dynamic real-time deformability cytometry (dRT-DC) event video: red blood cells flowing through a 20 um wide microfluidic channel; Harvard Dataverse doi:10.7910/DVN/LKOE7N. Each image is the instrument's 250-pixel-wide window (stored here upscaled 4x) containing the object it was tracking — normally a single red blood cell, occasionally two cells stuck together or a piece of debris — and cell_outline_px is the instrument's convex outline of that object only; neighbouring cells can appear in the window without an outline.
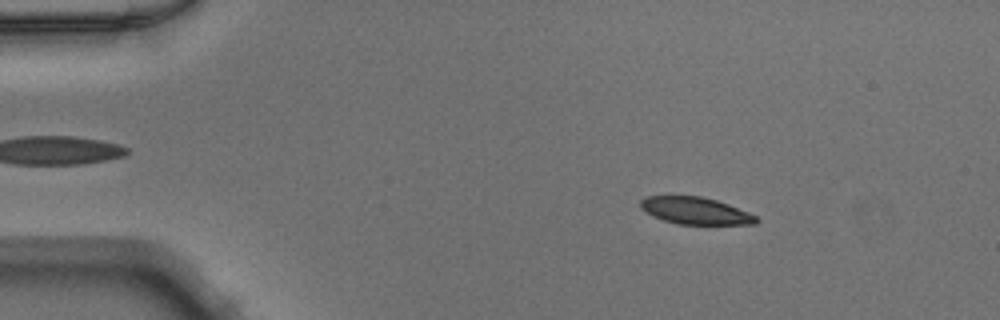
{"species": "Egyptian fruit bat (a non-hibernating species)", "species_latin": "Rousettus aegyptiacus", "temperature_condition": "warm", "stored_images_in_passage": 50, "camera_frame_rate_fps": 3000, "um_per_image_px": 0.085, "animal": {"sex": "male"}, "frame": {"image": 1, "passage_image": 8, "time_ms": 2.333, "image_size_px": [1000, 320], "cell_outline_px": [[760, 220], [756, 224], [680, 224], [664, 220], [652, 216], [640, 208], [640, 200], [644, 196], [700, 196], [716, 200], [728, 204], [748, 212], [756, 216]], "centroid_in_image_um": [59.09, 17.91], "position_along_channel_um": 25.9, "area_um2": 18.21}}
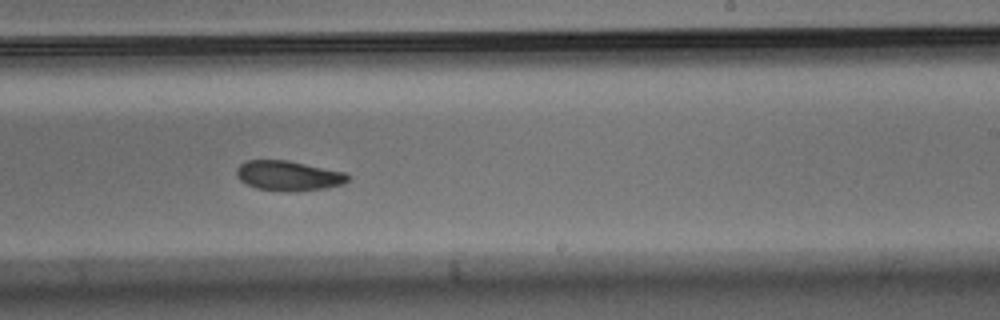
{"frame": {"image": 2, "passage_image": 31, "time_ms": 10.0, "image_size_px": [1000, 320], "cell_outline_px": [[348, 180], [344, 184], [328, 188], [288, 192], [256, 188], [240, 180], [236, 176], [236, 168], [244, 160], [288, 160], [344, 172], [348, 176]], "centroid_in_image_um": [24.49, 14.93], "position_along_channel_um": 264.5, "area_um2": 19.48}}
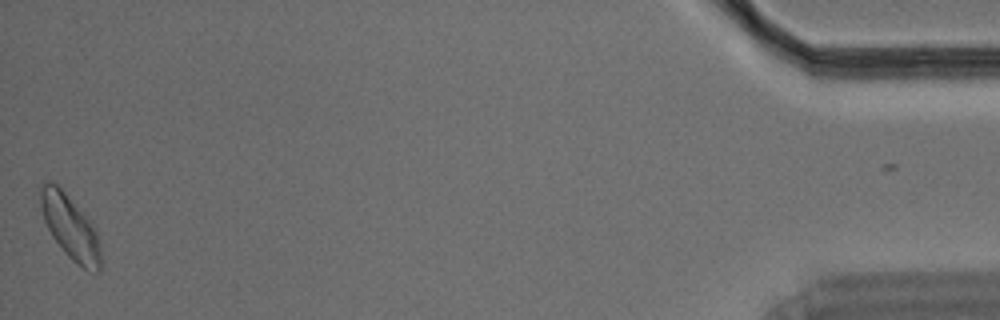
{"frame": {"image": 3, "passage_image": 50, "time_ms": 16.333, "image_size_px": [1000, 320], "cell_outline_px": [[100, 272], [96, 272], [84, 268], [76, 264], [64, 252], [52, 236], [44, 220], [40, 208], [40, 188], [48, 180], [56, 184], [64, 192], [96, 228], [100, 248]], "centroid_in_image_um": [5.96, 19.33], "position_along_channel_um": 429.2, "area_um2": 22.08}}